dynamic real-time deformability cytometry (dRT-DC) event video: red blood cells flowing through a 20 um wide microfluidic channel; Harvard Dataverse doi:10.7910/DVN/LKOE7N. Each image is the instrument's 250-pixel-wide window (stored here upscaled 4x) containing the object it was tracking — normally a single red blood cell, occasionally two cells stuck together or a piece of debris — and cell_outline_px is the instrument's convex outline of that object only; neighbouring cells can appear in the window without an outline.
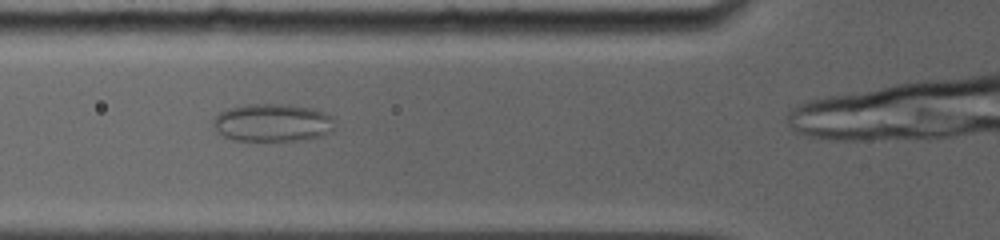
{"species": "common noctule bat (a hibernating species)", "species_latin": "Nyctalus noctula", "temperature_condition": "room temperature", "stored_images_in_passage": 11, "camera_frame_rate_fps": 5000, "um_per_image_px": 0.085, "animal": {"sex": "female", "body_mass_g": 19.0, "forearm_length_mm": 56.7}, "frame": {"image": 1, "passage_image": 4, "time_ms": 1.4, "image_size_px": [1000, 240], "cell_outline_px": [[332, 132], [316, 136], [296, 140], [236, 140], [224, 136], [212, 124], [212, 120], [220, 112], [228, 108], [248, 104], [288, 104], [312, 108], [324, 112], [332, 116]], "centroid_in_image_um": [23.14, 10.4], "position_along_channel_um": 102.7, "area_um2": 26.41}}
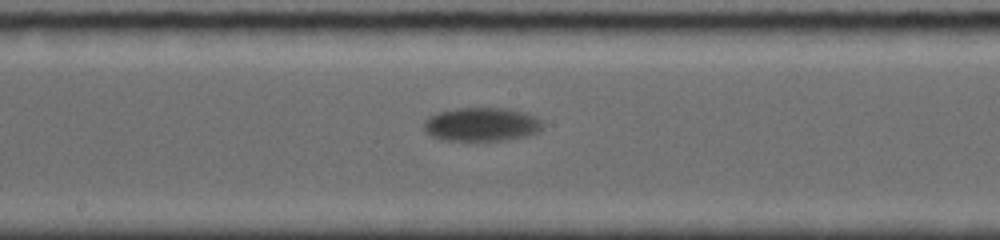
{"frame": {"image": 2, "passage_image": 10, "time_ms": 2.8, "image_size_px": [1000, 240], "cell_outline_px": [[544, 128], [528, 136], [500, 140], [444, 140], [432, 136], [424, 128], [424, 120], [428, 116], [440, 112], [456, 108], [508, 108], [524, 112], [536, 116], [544, 120]], "centroid_in_image_um": [40.99, 10.56], "position_along_channel_um": 207.2, "area_um2": 23.41}}